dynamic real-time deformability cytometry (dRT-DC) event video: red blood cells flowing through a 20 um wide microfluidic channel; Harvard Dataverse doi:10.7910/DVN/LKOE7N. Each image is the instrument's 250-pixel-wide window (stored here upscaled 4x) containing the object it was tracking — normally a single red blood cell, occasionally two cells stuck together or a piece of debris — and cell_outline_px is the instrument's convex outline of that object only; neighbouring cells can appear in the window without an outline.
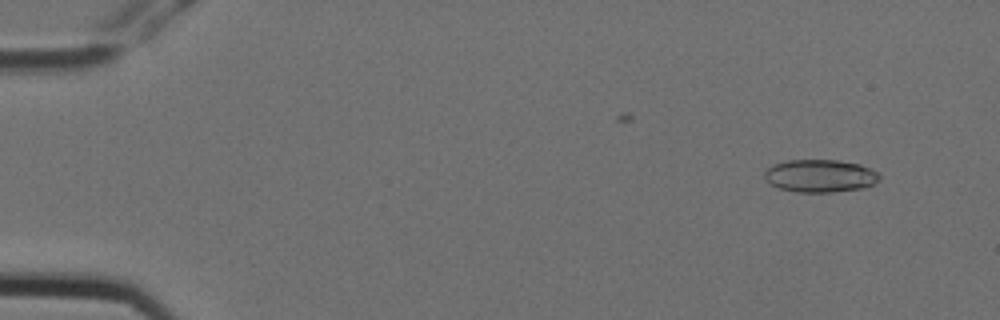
{"species": "Egyptian fruit bat (a non-hibernating species)", "species_latin": "Rousettus aegyptiacus", "temperature_condition": "cold", "stored_images_in_passage": 9, "camera_frame_rate_fps": 3000, "um_per_image_px": 0.085, "animal": {"sex": "female"}, "frame": {"image": 1, "passage_image": 2, "time_ms": 0.333, "image_size_px": [1000, 320], "cell_outline_px": [[880, 180], [864, 188], [832, 192], [796, 192], [780, 188], [772, 184], [764, 176], [764, 172], [772, 164], [788, 160], [836, 160], [860, 164], [880, 172]], "centroid_in_image_um": [69.75, 14.94], "position_along_channel_um": 15.3, "area_um2": 21.96}}
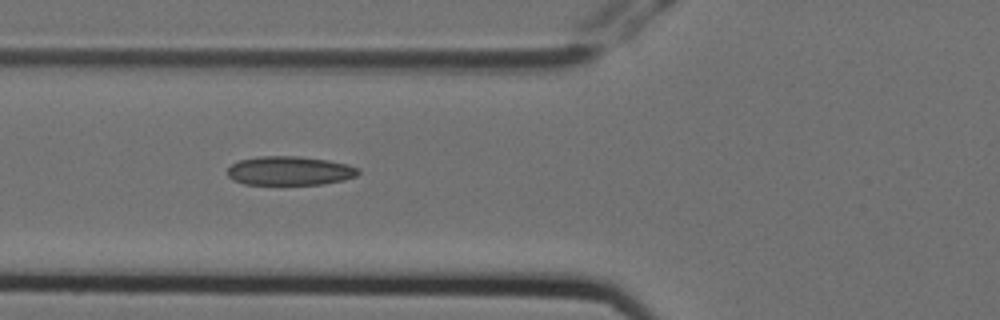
{"frame": {"image": 2, "passage_image": 7, "time_ms": 2.0, "image_size_px": [1000, 320], "cell_outline_px": [[360, 172], [356, 176], [344, 180], [324, 184], [244, 184], [232, 180], [228, 176], [228, 168], [232, 164], [240, 160], [260, 156], [296, 156], [328, 160], [348, 164], [360, 168]], "centroid_in_image_um": [24.65, 14.52], "position_along_channel_um": 101.2, "area_um2": 22.14}}
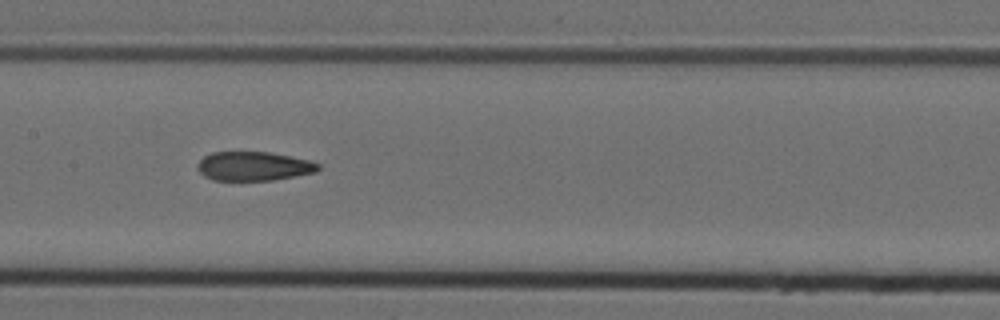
{"frame": {"image": 3, "passage_image": 9, "time_ms": 2.667, "image_size_px": [1000, 320], "cell_outline_px": [[320, 168], [316, 172], [272, 180], [212, 180], [204, 176], [196, 168], [196, 164], [204, 156], [212, 152], [268, 152], [308, 160], [320, 164]], "centroid_in_image_um": [21.52, 14.13], "position_along_channel_um": 185.9, "area_um2": 20.35}}